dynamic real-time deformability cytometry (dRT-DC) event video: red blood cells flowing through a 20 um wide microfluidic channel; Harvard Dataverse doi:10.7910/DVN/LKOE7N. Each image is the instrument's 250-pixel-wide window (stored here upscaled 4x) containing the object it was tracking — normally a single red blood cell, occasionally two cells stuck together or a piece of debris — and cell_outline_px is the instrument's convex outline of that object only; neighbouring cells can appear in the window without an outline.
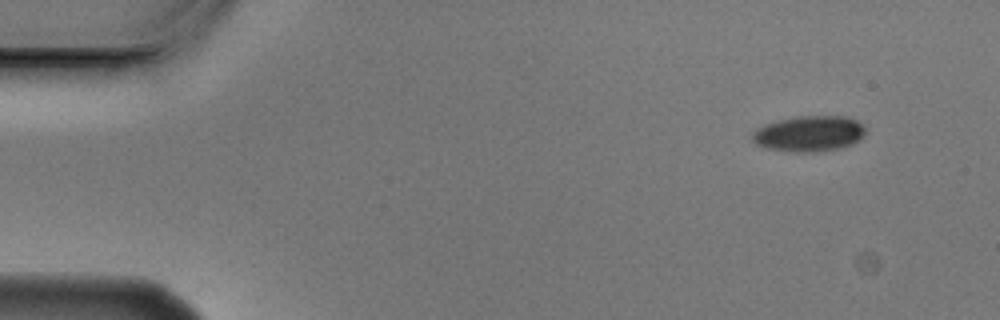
{"species": "Egyptian fruit bat (a non-hibernating species)", "species_latin": "Rousettus aegyptiacus", "temperature_condition": "cold", "stored_images_in_passage": 6, "camera_frame_rate_fps": 3000, "um_per_image_px": 0.085, "animal": {"sex": "male"}, "frame": {"image": 1, "passage_image": 1, "time_ms": 0.0, "image_size_px": [1000, 320], "cell_outline_px": [[864, 136], [860, 140], [852, 144], [840, 148], [812, 152], [796, 152], [764, 148], [756, 144], [752, 140], [752, 132], [756, 128], [764, 124], [776, 120], [796, 116], [848, 116], [856, 120], [864, 128]], "centroid_in_image_um": [68.74, 11.35], "position_along_channel_um": 16.3, "area_um2": 23.76}}
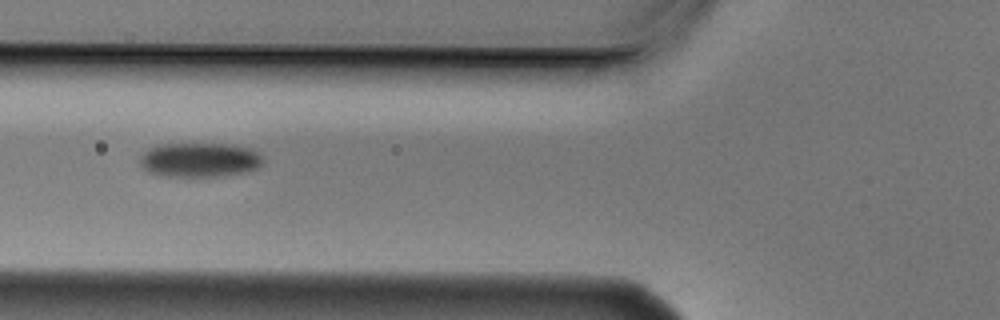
{"frame": {"image": 2, "passage_image": 5, "time_ms": 1.333, "image_size_px": [1000, 320], "cell_outline_px": [[264, 164], [256, 168], [244, 172], [224, 176], [160, 176], [148, 172], [140, 164], [140, 156], [148, 148], [160, 144], [232, 144], [252, 148], [260, 152], [264, 160]], "centroid_in_image_um": [17.0, 13.58], "position_along_channel_um": 108.8, "area_um2": 25.03}}
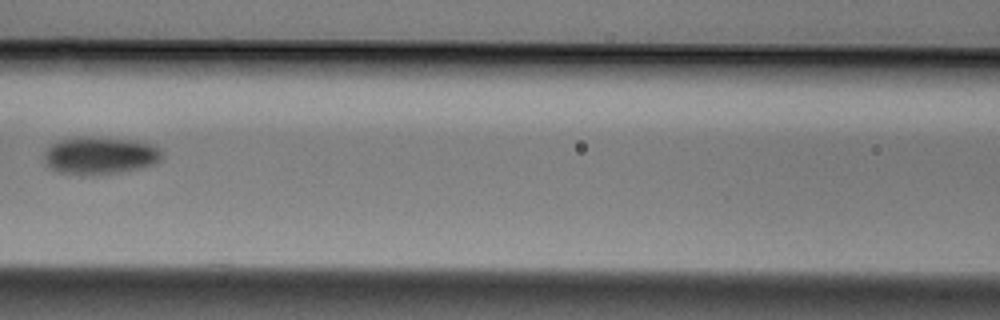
{"frame": {"image": 3, "passage_image": 6, "time_ms": 1.667, "image_size_px": [1000, 320], "cell_outline_px": [[164, 160], [156, 164], [144, 168], [120, 172], [56, 172], [48, 168], [44, 164], [44, 152], [52, 144], [60, 140], [92, 136], [132, 140], [152, 144], [160, 148], [164, 156]], "centroid_in_image_um": [8.57, 13.19], "position_along_channel_um": 158.0, "area_um2": 25.49}}